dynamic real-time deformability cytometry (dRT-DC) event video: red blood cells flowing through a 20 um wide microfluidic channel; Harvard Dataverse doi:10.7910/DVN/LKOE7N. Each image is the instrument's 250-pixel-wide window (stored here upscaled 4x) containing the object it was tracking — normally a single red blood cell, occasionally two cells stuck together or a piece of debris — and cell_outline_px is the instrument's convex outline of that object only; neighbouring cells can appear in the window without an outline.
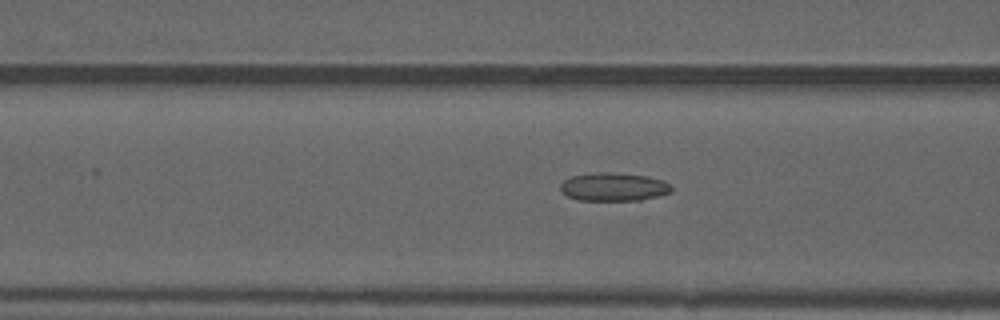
{"species": "common noctule bat (a hibernating species)", "species_latin": "Nyctalus noctula", "temperature_condition": "warm", "stored_images_in_passage": 51, "camera_frame_rate_fps": 3000, "um_per_image_px": 0.085, "animal": {"sex": "male", "forearm_length_mm": 52.5}, "frame": {"image": 1, "passage_image": 20, "time_ms": 6.333, "image_size_px": [1000, 320], "cell_outline_px": [[672, 192], [660, 196], [640, 200], [576, 200], [568, 196], [560, 188], [560, 184], [564, 180], [572, 176], [596, 172], [612, 172], [648, 176], [664, 180], [672, 184]], "centroid_in_image_um": [52.21, 15.88], "position_along_channel_um": 114.4, "area_um2": 18.5}}
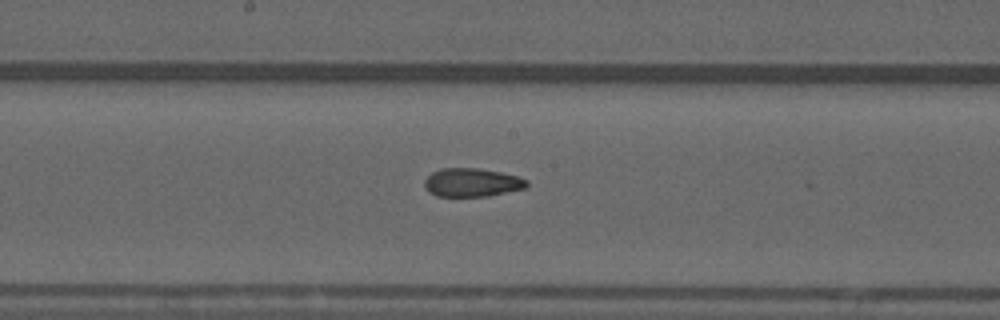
{"frame": {"image": 2, "passage_image": 27, "time_ms": 8.667, "image_size_px": [1000, 320], "cell_outline_px": [[528, 184], [524, 188], [488, 196], [436, 196], [428, 192], [424, 184], [424, 180], [432, 172], [440, 168], [480, 168], [500, 172], [516, 176], [528, 180]], "centroid_in_image_um": [40.08, 15.5], "position_along_channel_um": 208.1, "area_um2": 16.94}}
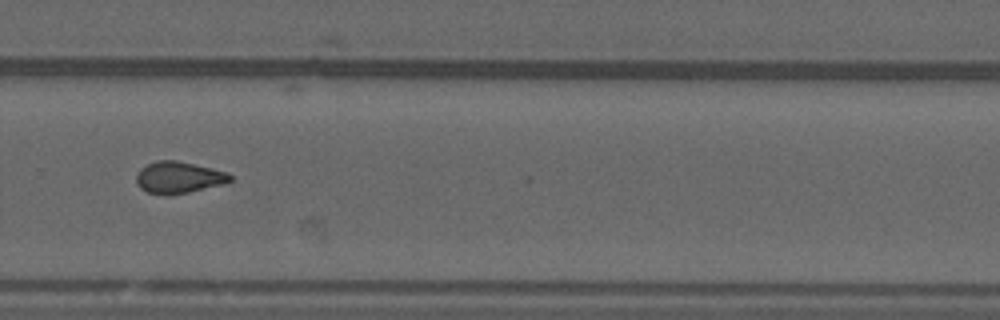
{"frame": {"image": 3, "passage_image": 35, "time_ms": 11.333, "image_size_px": [1000, 320], "cell_outline_px": [[232, 180], [224, 184], [188, 192], [148, 192], [140, 188], [136, 184], [136, 172], [140, 168], [156, 160], [176, 160], [212, 168], [228, 172], [232, 176]], "centroid_in_image_um": [15.2, 15.04], "position_along_channel_um": 314.6, "area_um2": 16.94}, "authors_computed_cell_mechanics": {"area_um2": 17.3978, "velocity_mm_per_s": 4.0186, "shape_relaxation_time_tau1_ms": null, "shape_relaxation_time_tau2_ms": 2.8309, "deformation_change_tau1": null, "deformation_change_tau2": 0.1057}}